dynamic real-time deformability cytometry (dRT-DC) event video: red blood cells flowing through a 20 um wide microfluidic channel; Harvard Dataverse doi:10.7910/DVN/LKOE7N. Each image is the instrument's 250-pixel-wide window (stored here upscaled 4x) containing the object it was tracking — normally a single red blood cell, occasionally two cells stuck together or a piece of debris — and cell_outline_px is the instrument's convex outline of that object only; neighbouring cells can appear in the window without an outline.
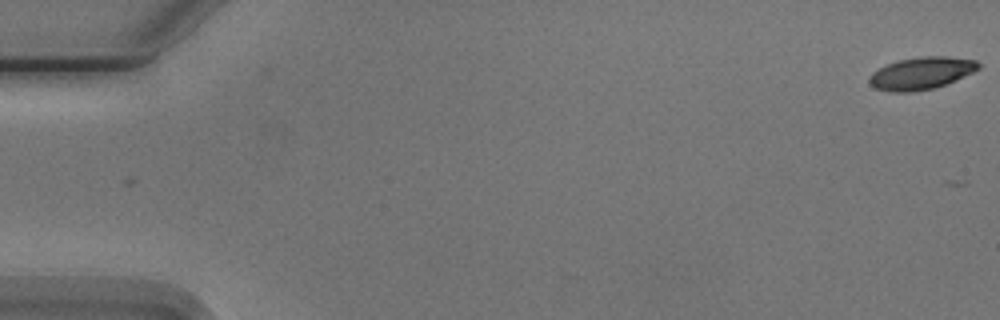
{"species": "Egyptian fruit bat (a non-hibernating species)", "species_latin": "Rousettus aegyptiacus", "temperature_condition": "cold", "stored_images_in_passage": 7, "camera_frame_rate_fps": 3000, "um_per_image_px": 0.085, "animal": {"sex": "male"}, "frame": {"image": 1, "passage_image": 1, "time_ms": 0.0, "image_size_px": [1000, 320], "cell_outline_px": [[980, 68], [972, 72], [944, 84], [932, 88], [912, 92], [888, 92], [876, 88], [868, 80], [872, 72], [888, 64], [900, 60], [924, 56], [948, 56], [976, 60], [980, 64]], "centroid_in_image_um": [78.3, 6.22], "position_along_channel_um": 6.7, "area_um2": 20.17}}
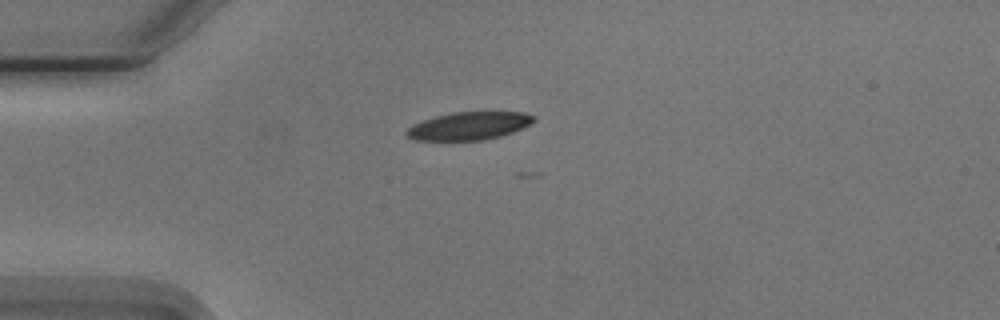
{"frame": {"image": 2, "passage_image": 5, "time_ms": 4.667, "image_size_px": [1000, 320], "cell_outline_px": [[536, 120], [532, 124], [512, 132], [500, 136], [484, 140], [412, 140], [404, 132], [412, 124], [436, 116], [452, 112], [524, 112], [536, 116]], "centroid_in_image_um": [39.89, 10.7], "position_along_channel_um": 45.1, "area_um2": 20.75}}
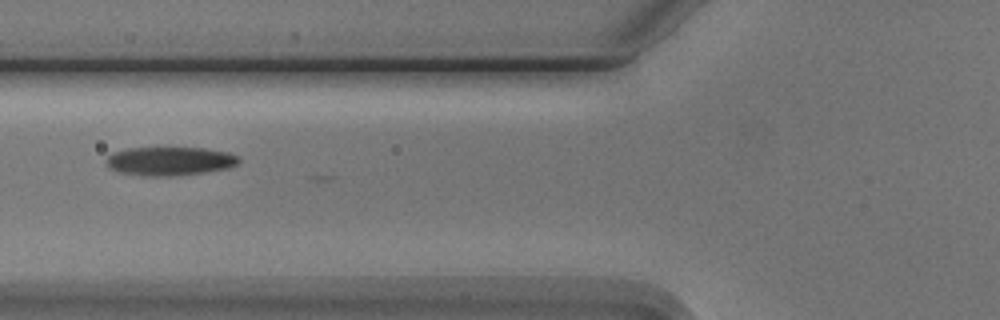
{"frame": {"image": 3, "passage_image": 7, "time_ms": 7.0, "image_size_px": [1000, 320], "cell_outline_px": [[240, 160], [236, 164], [228, 168], [204, 172], [168, 176], [152, 176], [120, 172], [108, 168], [104, 160], [112, 152], [128, 148], [204, 148], [228, 152], [240, 156]], "centroid_in_image_um": [14.41, 13.68], "position_along_channel_um": 111.4, "area_um2": 22.08}}